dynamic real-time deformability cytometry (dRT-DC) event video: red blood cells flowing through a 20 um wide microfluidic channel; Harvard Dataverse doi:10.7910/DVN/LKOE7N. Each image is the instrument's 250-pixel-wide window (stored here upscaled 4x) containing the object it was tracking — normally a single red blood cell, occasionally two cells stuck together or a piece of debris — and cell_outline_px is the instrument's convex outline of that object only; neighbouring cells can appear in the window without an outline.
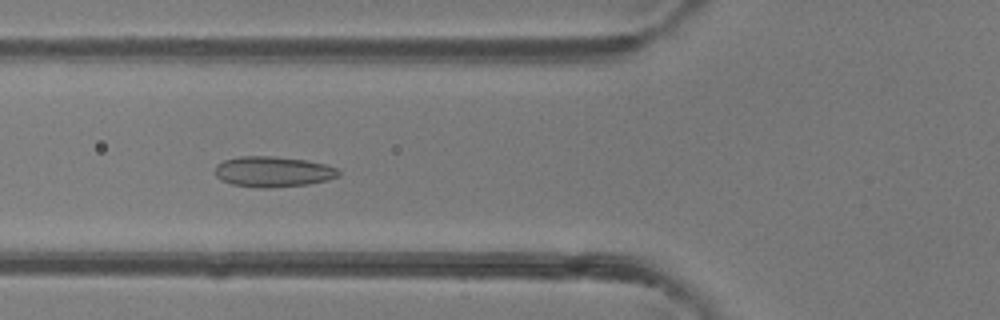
{"species": "common noctule bat (a hibernating species)", "species_latin": "Nyctalus noctula", "temperature_condition": "room temperature", "stored_images_in_passage": 35, "camera_frame_rate_fps": 3000, "um_per_image_px": 0.085, "animal": {"sex": "female"}, "frame": {"image": 1, "passage_image": 5, "time_ms": 1.333, "image_size_px": [1000, 320], "cell_outline_px": [[340, 176], [328, 180], [308, 184], [272, 188], [260, 188], [232, 184], [220, 180], [216, 176], [216, 164], [224, 160], [240, 156], [272, 156], [308, 160], [324, 164], [336, 168], [340, 172]], "centroid_in_image_um": [23.21, 14.59], "position_along_channel_um": 102.6, "area_um2": 22.14}}
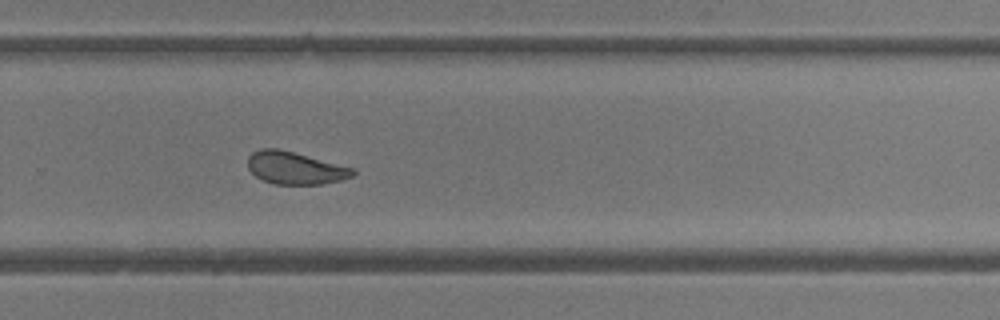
{"frame": {"image": 2, "passage_image": 19, "time_ms": 6.0, "image_size_px": [1000, 320], "cell_outline_px": [[356, 172], [352, 176], [340, 180], [320, 184], [276, 184], [264, 180], [256, 176], [248, 168], [248, 156], [252, 152], [260, 148], [280, 148], [352, 168]], "centroid_in_image_um": [25.04, 14.26], "position_along_channel_um": 304.8, "area_um2": 19.65}}
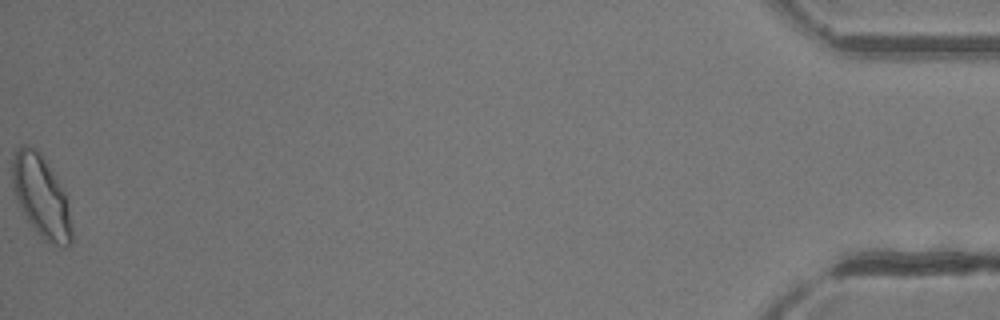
{"frame": {"image": 3, "passage_image": 35, "time_ms": 11.333, "image_size_px": [1000, 320], "cell_outline_px": [[72, 244], [64, 248], [44, 240], [28, 220], [16, 196], [12, 184], [12, 152], [16, 148], [24, 144], [28, 144], [36, 148], [40, 152], [56, 176], [68, 196], [72, 228]], "centroid_in_image_um": [3.53, 16.66], "position_along_channel_um": 431.7, "area_um2": 28.67}, "authors_computed_cell_mechanics": {"area_um2": 21.3282, "velocity_mm_per_s": 4.328, "shape_relaxation_time_tau1_ms": null, "shape_relaxation_time_tau2_ms": 1.2756, "deformation_change_tau1": null, "deformation_change_tau2": 0.0793}}